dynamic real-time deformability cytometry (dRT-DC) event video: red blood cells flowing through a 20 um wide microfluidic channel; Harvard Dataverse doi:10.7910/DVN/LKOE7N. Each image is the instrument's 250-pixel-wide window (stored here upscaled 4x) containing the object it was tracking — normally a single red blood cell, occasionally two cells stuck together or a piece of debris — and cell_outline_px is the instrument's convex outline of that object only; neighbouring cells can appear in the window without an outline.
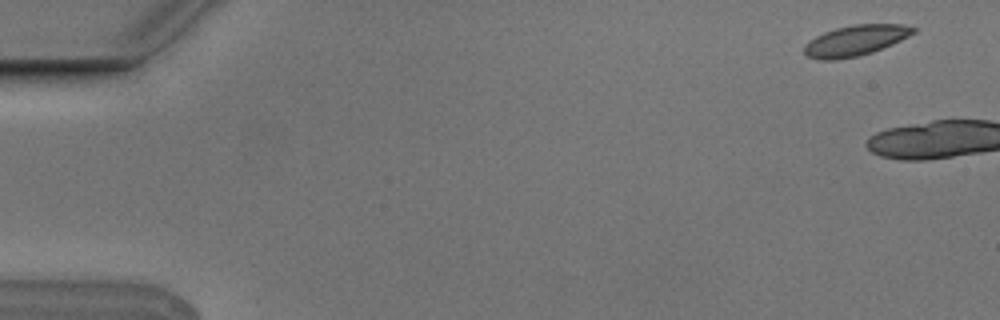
{"species": "Egyptian fruit bat (a non-hibernating species)", "species_latin": "Rousettus aegyptiacus", "temperature_condition": "cold", "stored_images_in_passage": 2, "camera_frame_rate_fps": 3000, "um_per_image_px": 0.085, "animal": {"sex": "male"}, "frame": {"image": 1, "passage_image": 1, "time_ms": 0.0, "image_size_px": [1000, 320], "cell_outline_px": [[916, 32], [892, 44], [872, 52], [856, 56], [836, 60], [820, 60], [808, 56], [804, 52], [804, 48], [816, 36], [824, 32], [836, 28], [852, 24], [904, 24], [916, 28]], "centroid_in_image_um": [72.74, 3.43], "position_along_channel_um": 12.3, "area_um2": 19.19}}